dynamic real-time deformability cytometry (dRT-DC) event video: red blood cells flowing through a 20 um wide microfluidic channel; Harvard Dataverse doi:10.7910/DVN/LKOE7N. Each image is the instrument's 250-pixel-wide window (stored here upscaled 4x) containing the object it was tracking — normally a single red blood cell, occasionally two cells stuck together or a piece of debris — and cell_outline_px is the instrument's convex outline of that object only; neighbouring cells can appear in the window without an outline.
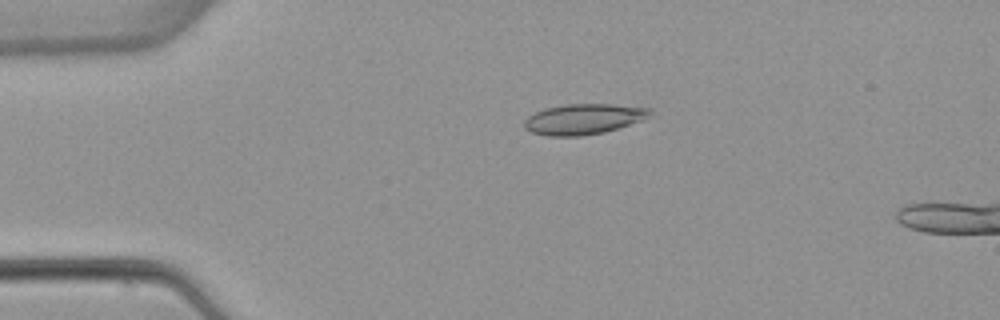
{"species": "common noctule bat (a hibernating species)", "species_latin": "Nyctalus noctula", "temperature_condition": "warm", "stored_images_in_passage": 4, "camera_frame_rate_fps": 3000, "um_per_image_px": 0.085, "animal": {"sex": "female", "body_mass_g": 22.7, "forearm_length_mm": 54.2}, "frame": {"image": 1, "passage_image": 3, "time_ms": 2.333, "image_size_px": [1000, 320], "cell_outline_px": [[652, 116], [644, 120], [604, 132], [580, 136], [548, 136], [532, 132], [524, 128], [524, 120], [528, 116], [544, 108], [568, 104], [612, 104], [652, 108]], "centroid_in_image_um": [49.64, 10.12], "position_along_channel_um": 35.4, "area_um2": 22.48}}